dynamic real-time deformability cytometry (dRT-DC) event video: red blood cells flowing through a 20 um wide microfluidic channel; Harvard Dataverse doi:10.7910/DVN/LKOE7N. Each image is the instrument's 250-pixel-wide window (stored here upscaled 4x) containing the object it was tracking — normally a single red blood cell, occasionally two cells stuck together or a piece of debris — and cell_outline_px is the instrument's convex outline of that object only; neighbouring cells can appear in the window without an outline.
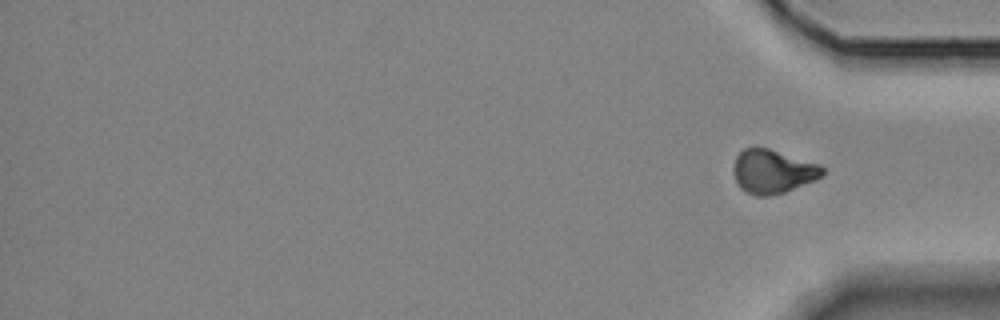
{"species": "Egyptian fruit bat (a non-hibernating species)", "species_latin": "Rousettus aegyptiacus", "temperature_condition": "room temperature", "stored_images_in_passage": 17, "segment_of_instrument_passage": [2, 2], "camera_frame_rate_fps": 3000, "um_per_image_px": 0.085, "animal": {"sex": "female"}, "frame": {"image": 1, "passage_image": 17, "time_ms": 19.0, "image_size_px": [1000, 320], "cell_outline_px": [[824, 172], [816, 180], [784, 192], [768, 196], [756, 196], [740, 188], [732, 172], [732, 168], [736, 156], [744, 148], [752, 144], [768, 148], [820, 164], [824, 168]], "centroid_in_image_um": [65.65, 14.54], "position_along_channel_um": 369.6, "area_um2": 23.0}}